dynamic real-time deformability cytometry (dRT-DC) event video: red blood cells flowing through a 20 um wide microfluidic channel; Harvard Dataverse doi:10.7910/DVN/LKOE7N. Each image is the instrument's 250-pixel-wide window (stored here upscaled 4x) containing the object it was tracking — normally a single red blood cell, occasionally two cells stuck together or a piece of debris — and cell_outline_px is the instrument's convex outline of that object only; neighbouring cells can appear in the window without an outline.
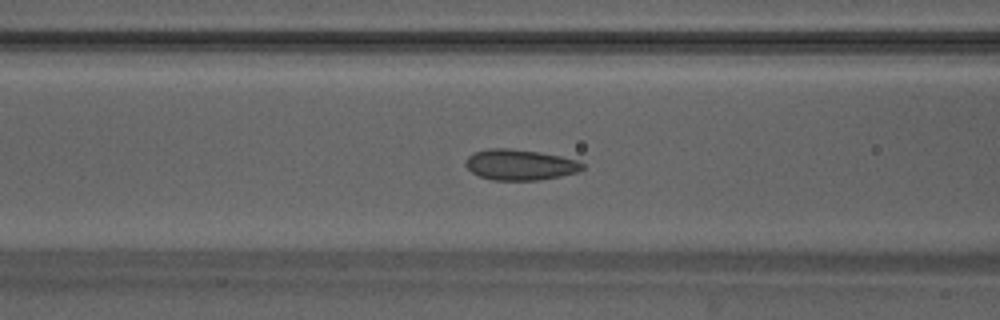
{"species": "Egyptian fruit bat (a non-hibernating species)", "species_latin": "Rousettus aegyptiacus", "temperature_condition": "warm", "stored_images_in_passage": 50, "camera_frame_rate_fps": 3000, "um_per_image_px": 0.085, "animal": {"sex": "male"}, "frame": {"image": 1, "passage_image": 21, "time_ms": 6.667, "image_size_px": [1000, 320], "cell_outline_px": [[584, 168], [580, 172], [560, 176], [536, 180], [492, 180], [480, 176], [472, 172], [464, 164], [464, 160], [472, 152], [488, 148], [508, 148], [540, 152], [560, 156], [576, 160], [584, 164]], "centroid_in_image_um": [44.17, 13.99], "position_along_channel_um": 122.4, "area_um2": 21.04}}
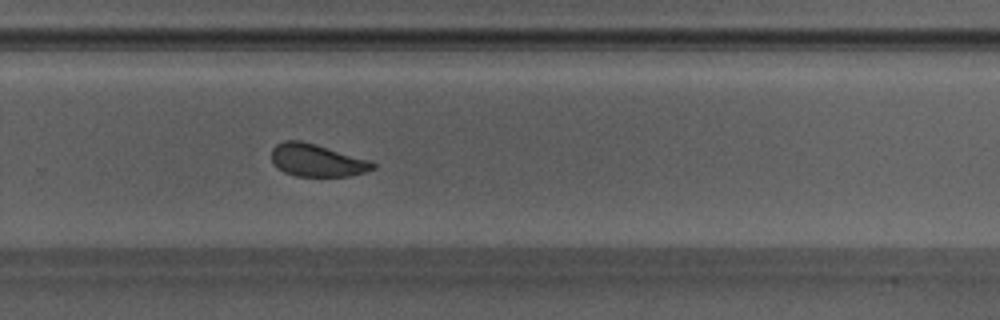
{"frame": {"image": 2, "passage_image": 34, "time_ms": 11.0, "image_size_px": [1000, 320], "cell_outline_px": [[376, 168], [364, 172], [348, 176], [296, 176], [284, 172], [272, 160], [272, 148], [276, 144], [284, 140], [300, 140], [316, 144], [372, 160], [376, 164]], "centroid_in_image_um": [26.98, 13.61], "position_along_channel_um": 302.8, "area_um2": 19.25}}
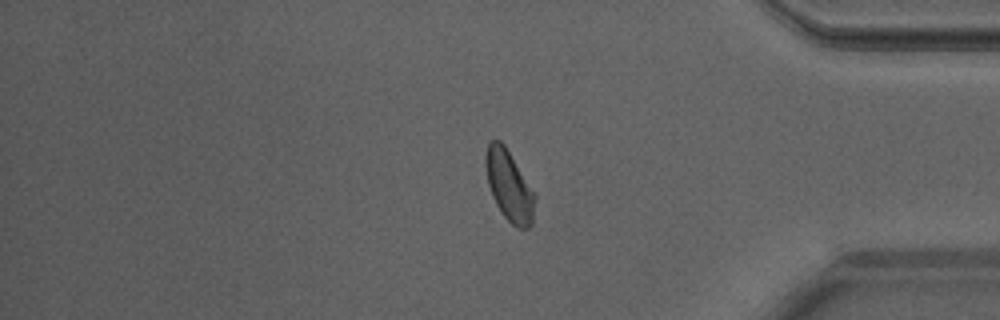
{"frame": {"image": 3, "passage_image": 42, "time_ms": 13.667, "image_size_px": [1000, 320], "cell_outline_px": [[536, 200], [532, 224], [528, 228], [516, 228], [504, 216], [496, 204], [492, 196], [488, 184], [484, 164], [484, 156], [488, 144], [492, 140], [500, 140], [504, 144], [536, 196]], "centroid_in_image_um": [43.26, 15.8], "position_along_channel_um": 391.9, "area_um2": 20.17}, "authors_computed_cell_mechanics": {"area_um2": 20.5768, "velocity_mm_per_s": 4.1724, "shape_relaxation_time_tau1_ms": 2.0646, "shape_relaxation_time_tau2_ms": 1.4154, "deformation_change_tau1": 0.0712, "deformation_change_tau2": 0.0665}}